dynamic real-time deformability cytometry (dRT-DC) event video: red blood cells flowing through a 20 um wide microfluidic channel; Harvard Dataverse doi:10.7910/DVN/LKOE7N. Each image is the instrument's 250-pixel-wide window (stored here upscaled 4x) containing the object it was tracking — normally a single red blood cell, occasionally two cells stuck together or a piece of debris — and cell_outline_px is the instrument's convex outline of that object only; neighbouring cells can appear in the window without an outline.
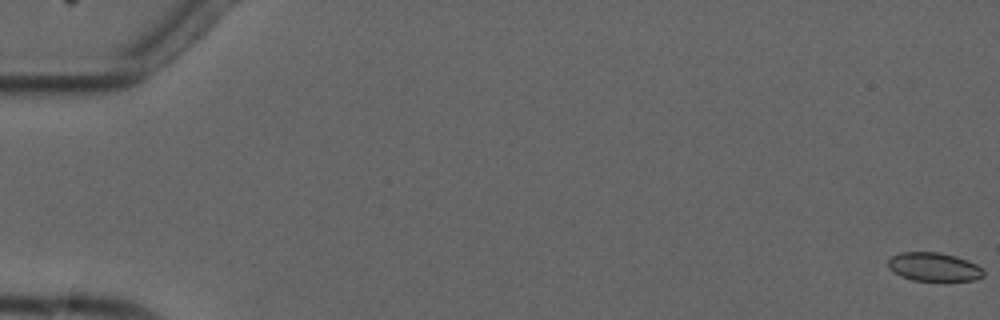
{"species": "common noctule bat (a hibernating species)", "species_latin": "Nyctalus noctula", "temperature_condition": "cold", "stored_images_in_passage": 5, "camera_frame_rate_fps": 3000, "um_per_image_px": 0.085, "animal": {"sex": "male", "forearm_length_mm": 52.5}, "frame": {"image": 1, "passage_image": 1, "time_ms": 0.0, "image_size_px": [1000, 320], "cell_outline_px": [[984, 276], [976, 280], [912, 280], [900, 276], [892, 272], [888, 268], [888, 260], [892, 256], [900, 252], [940, 252], [956, 256], [968, 260], [984, 268]], "centroid_in_image_um": [79.38, 22.68], "position_along_channel_um": 5.6, "area_um2": 16.07}}
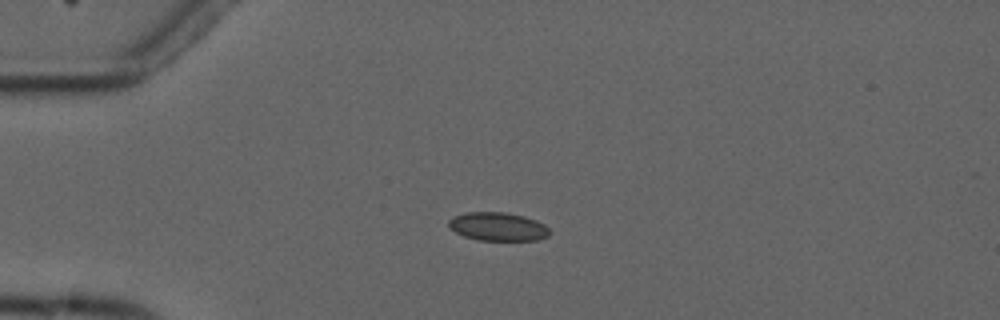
{"frame": {"image": 2, "passage_image": 4, "time_ms": 4.667, "image_size_px": [1000, 320], "cell_outline_px": [[552, 232], [548, 236], [536, 240], [480, 240], [464, 236], [456, 232], [448, 224], [448, 220], [452, 216], [464, 212], [504, 212], [524, 216], [536, 220], [544, 224]], "centroid_in_image_um": [42.33, 19.25], "position_along_channel_um": 42.7, "area_um2": 16.76}}